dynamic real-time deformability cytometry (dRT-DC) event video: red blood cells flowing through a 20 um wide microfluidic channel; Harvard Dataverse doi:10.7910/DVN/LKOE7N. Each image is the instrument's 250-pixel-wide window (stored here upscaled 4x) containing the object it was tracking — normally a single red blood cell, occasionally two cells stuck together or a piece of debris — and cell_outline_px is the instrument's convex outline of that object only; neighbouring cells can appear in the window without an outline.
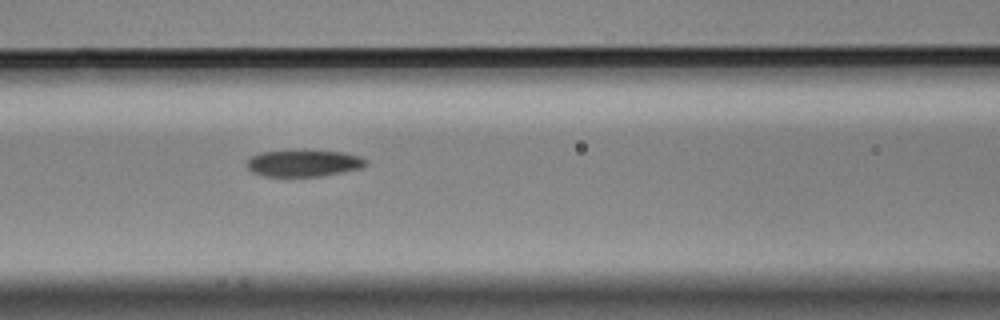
{"species": "Egyptian fruit bat (a non-hibernating species)", "species_latin": "Rousettus aegyptiacus", "temperature_condition": "cold", "stored_images_in_passage": 7, "camera_frame_rate_fps": 3000, "um_per_image_px": 0.085, "animal": {"sex": "male"}, "frame": {"image": 1, "passage_image": 6, "time_ms": 1.667, "image_size_px": [1000, 320], "cell_outline_px": [[368, 164], [360, 168], [320, 176], [264, 176], [252, 172], [248, 168], [248, 160], [252, 156], [260, 152], [300, 148], [344, 152], [360, 156], [368, 160]], "centroid_in_image_um": [25.82, 13.82], "position_along_channel_um": 140.8, "area_um2": 19.07}}